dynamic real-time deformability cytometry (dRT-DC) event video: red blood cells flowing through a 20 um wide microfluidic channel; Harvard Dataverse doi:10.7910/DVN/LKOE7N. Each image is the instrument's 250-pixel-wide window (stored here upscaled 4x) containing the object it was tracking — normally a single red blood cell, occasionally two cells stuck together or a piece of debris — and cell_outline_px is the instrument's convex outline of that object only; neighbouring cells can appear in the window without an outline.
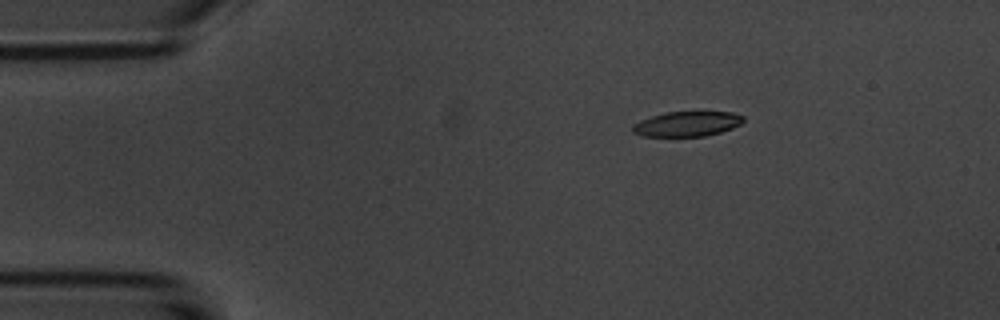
{"species": "common noctule bat (a hibernating species)", "species_latin": "Nyctalus noctula", "temperature_condition": "room temperature", "stored_images_in_passage": 3, "camera_frame_rate_fps": 3000, "um_per_image_px": 0.085, "animal": {"sex": "male", "body_mass_g": 20.1, "forearm_length_mm": 53.5}, "frame": {"image": 1, "passage_image": 1, "time_ms": 0.0, "image_size_px": [1000, 320], "cell_outline_px": [[744, 120], [740, 124], [732, 128], [720, 132], [704, 136], [644, 136], [632, 132], [632, 124], [640, 120], [664, 112], [732, 112], [744, 116]], "centroid_in_image_um": [58.38, 10.53], "position_along_channel_um": 26.6, "area_um2": 16.07}}
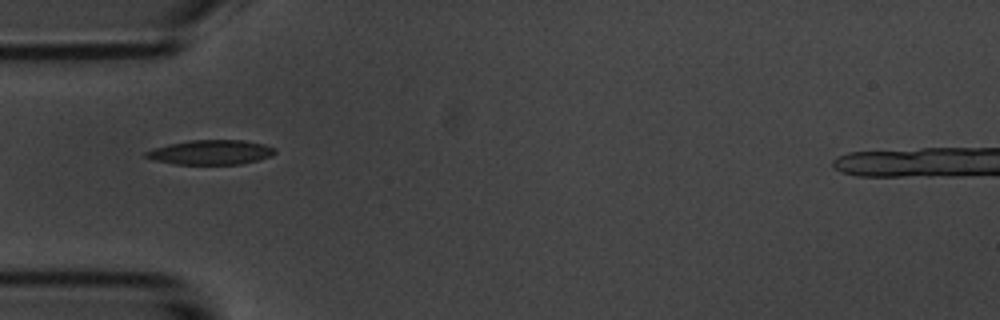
{"frame": {"image": 2, "passage_image": 3, "time_ms": 2.667, "image_size_px": [1000, 320], "cell_outline_px": [[276, 152], [272, 156], [260, 160], [240, 164], [176, 164], [156, 160], [144, 156], [144, 152], [168, 144], [188, 140], [244, 140], [264, 144], [276, 148]], "centroid_in_image_um": [17.98, 12.94], "position_along_channel_um": 67.0, "area_um2": 18.5}}